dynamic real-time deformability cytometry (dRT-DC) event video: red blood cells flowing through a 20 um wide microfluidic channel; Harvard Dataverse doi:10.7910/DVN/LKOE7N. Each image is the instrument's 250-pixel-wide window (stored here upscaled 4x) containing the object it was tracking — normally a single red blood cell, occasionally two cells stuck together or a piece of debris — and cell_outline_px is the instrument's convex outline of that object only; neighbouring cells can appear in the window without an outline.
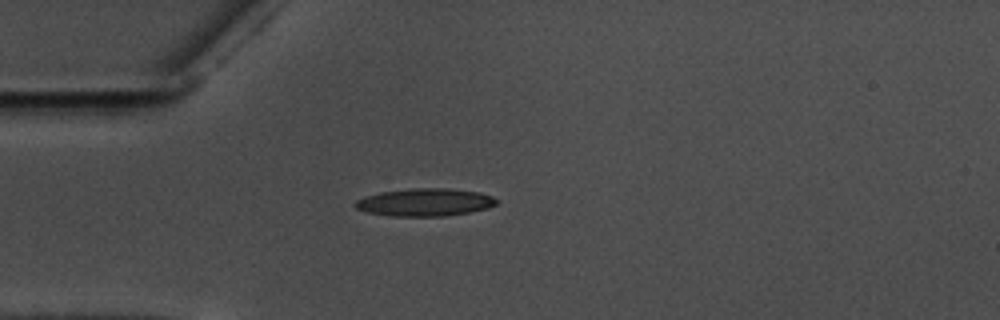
{"species": "common noctule bat (a hibernating species)", "species_latin": "Nyctalus noctula", "temperature_condition": "warm", "stored_images_in_passage": 42, "camera_frame_rate_fps": 3000, "um_per_image_px": 0.085, "animal": {"sex": "male", "body_mass_g": 17.5, "forearm_length_mm": 52.3}, "frame": {"image": 1, "passage_image": 1, "time_ms": 0.0, "image_size_px": [1000, 320], "cell_outline_px": [[500, 200], [496, 204], [488, 208], [468, 212], [444, 216], [392, 216], [368, 212], [356, 208], [352, 204], [356, 200], [380, 192], [416, 188], [448, 188], [480, 192], [492, 196]], "centroid_in_image_um": [36.15, 17.19], "position_along_channel_um": 48.8, "area_um2": 22.72}}
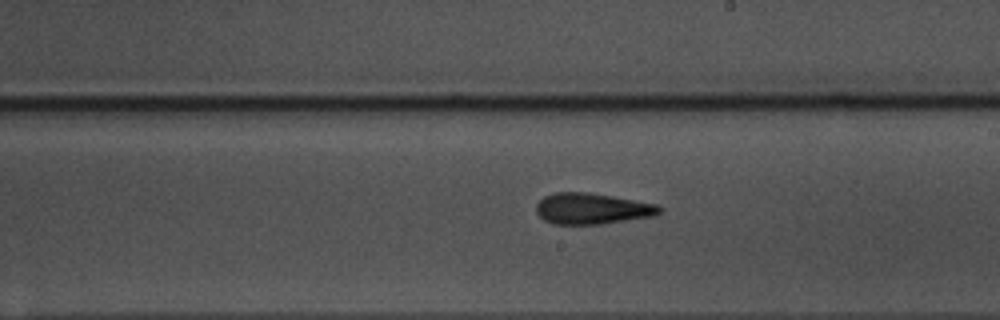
{"frame": {"image": 2, "passage_image": 18, "time_ms": 5.667, "image_size_px": [1000, 320], "cell_outline_px": [[664, 208], [660, 212], [652, 216], [600, 224], [552, 224], [544, 220], [536, 212], [536, 204], [544, 196], [556, 192], [588, 192], [612, 196], [656, 204]], "centroid_in_image_um": [50.29, 17.73], "position_along_channel_um": 238.7, "area_um2": 22.2}}
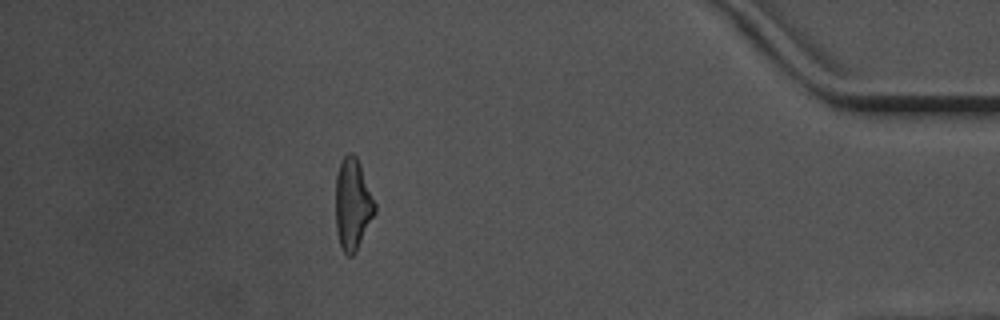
{"frame": {"image": 3, "passage_image": 36, "time_ms": 11.667, "image_size_px": [1000, 320], "cell_outline_px": [[376, 212], [356, 252], [352, 256], [348, 256], [344, 252], [340, 244], [336, 228], [336, 172], [344, 156], [348, 152], [352, 152], [356, 156], [360, 164], [376, 204]], "centroid_in_image_um": [29.98, 17.36], "position_along_channel_um": 405.2, "area_um2": 20.92}, "authors_computed_cell_mechanics": {"area_um2": 21.5305, "velocity_mm_per_s": 3.5793, "shape_relaxation_time_tau1_ms": 6.2159, "shape_relaxation_time_tau2_ms": 5.1702, "deformation_change_tau1": 0.2029, "deformation_change_tau2": 0.1802}}